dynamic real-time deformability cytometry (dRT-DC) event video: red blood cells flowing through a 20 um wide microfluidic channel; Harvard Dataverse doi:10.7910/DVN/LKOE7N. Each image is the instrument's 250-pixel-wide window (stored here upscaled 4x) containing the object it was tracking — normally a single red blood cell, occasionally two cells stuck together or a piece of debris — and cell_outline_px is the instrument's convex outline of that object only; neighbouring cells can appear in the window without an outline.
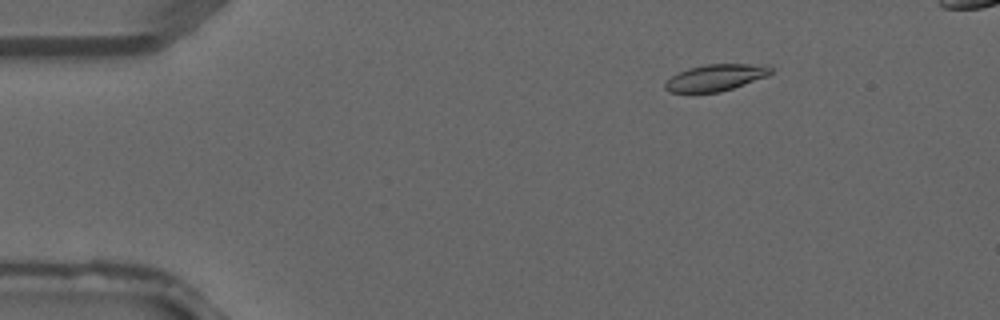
{"species": "common noctule bat (a hibernating species)", "species_latin": "Nyctalus noctula", "temperature_condition": "warm", "stored_images_in_passage": 4, "camera_frame_rate_fps": 3000, "um_per_image_px": 0.085, "animal": {"sex": "male", "forearm_length_mm": 52.5}, "frame": {"image": 1, "passage_image": 2, "time_ms": 0.333, "image_size_px": [1000, 320], "cell_outline_px": [[772, 72], [764, 76], [732, 88], [720, 92], [668, 92], [664, 88], [664, 84], [672, 76], [688, 68], [704, 64], [768, 64], [772, 68]], "centroid_in_image_um": [60.81, 6.58], "position_along_channel_um": 24.2, "area_um2": 16.13}}
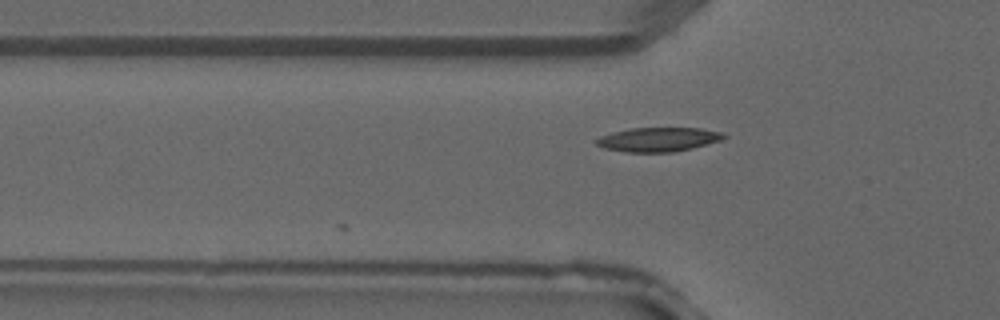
{"frame": {"image": 2, "passage_image": 4, "time_ms": 1.0, "image_size_px": [1000, 320], "cell_outline_px": [[728, 136], [724, 140], [676, 152], [624, 152], [604, 148], [596, 144], [592, 140], [600, 136], [612, 132], [628, 128], [700, 128], [724, 132]], "centroid_in_image_um": [55.97, 11.85], "position_along_channel_um": 69.8, "area_um2": 18.32}}